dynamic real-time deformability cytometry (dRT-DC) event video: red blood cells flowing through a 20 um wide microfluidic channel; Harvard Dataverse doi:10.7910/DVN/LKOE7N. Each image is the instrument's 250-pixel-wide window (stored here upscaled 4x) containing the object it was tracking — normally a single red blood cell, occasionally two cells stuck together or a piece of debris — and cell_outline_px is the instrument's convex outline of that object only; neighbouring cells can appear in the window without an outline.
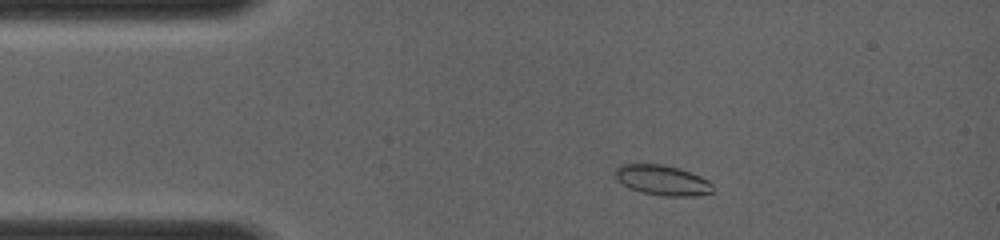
{"species": "common noctule bat (a hibernating species)", "species_latin": "Nyctalus noctula", "temperature_condition": "room temperature", "stored_images_in_passage": 47, "camera_frame_rate_fps": 4000, "um_per_image_px": 0.085, "animal": {"sex": "female", "body_mass_g": 19.0, "forearm_length_mm": 56.7}, "frame": {"image": 1, "passage_image": 6, "time_ms": 1.25, "image_size_px": [1000, 240], "cell_outline_px": [[712, 192], [692, 196], [664, 196], [640, 192], [624, 184], [616, 176], [616, 168], [620, 164], [664, 164], [680, 168], [700, 176], [708, 180], [712, 184]], "centroid_in_image_um": [56.33, 15.31], "position_along_channel_um": 28.7, "area_um2": 16.94}}
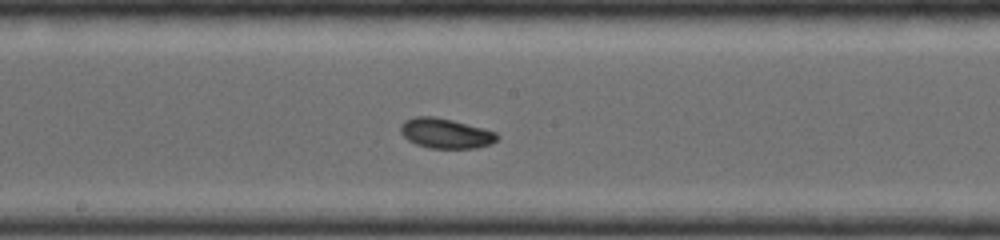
{"frame": {"image": 2, "passage_image": 25, "time_ms": 6.0, "image_size_px": [1000, 240], "cell_outline_px": [[500, 136], [492, 144], [476, 148], [428, 148], [416, 144], [408, 140], [400, 132], [400, 124], [404, 120], [416, 116], [436, 116], [484, 128], [496, 132]], "centroid_in_image_um": [37.88, 11.33], "position_along_channel_um": 210.3, "area_um2": 17.05}}
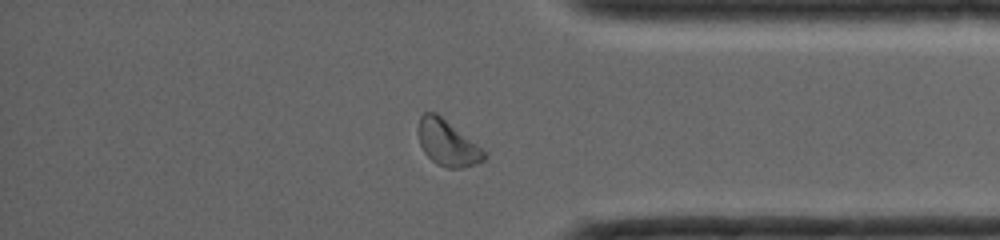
{"frame": {"image": 3, "passage_image": 41, "time_ms": 10.0, "image_size_px": [1000, 240], "cell_outline_px": [[488, 156], [484, 160], [476, 164], [460, 168], [448, 168], [436, 164], [424, 152], [420, 144], [416, 128], [420, 116], [424, 112], [436, 112], [488, 152]], "centroid_in_image_um": [38.03, 12.15], "position_along_channel_um": 397.2, "area_um2": 17.86}}